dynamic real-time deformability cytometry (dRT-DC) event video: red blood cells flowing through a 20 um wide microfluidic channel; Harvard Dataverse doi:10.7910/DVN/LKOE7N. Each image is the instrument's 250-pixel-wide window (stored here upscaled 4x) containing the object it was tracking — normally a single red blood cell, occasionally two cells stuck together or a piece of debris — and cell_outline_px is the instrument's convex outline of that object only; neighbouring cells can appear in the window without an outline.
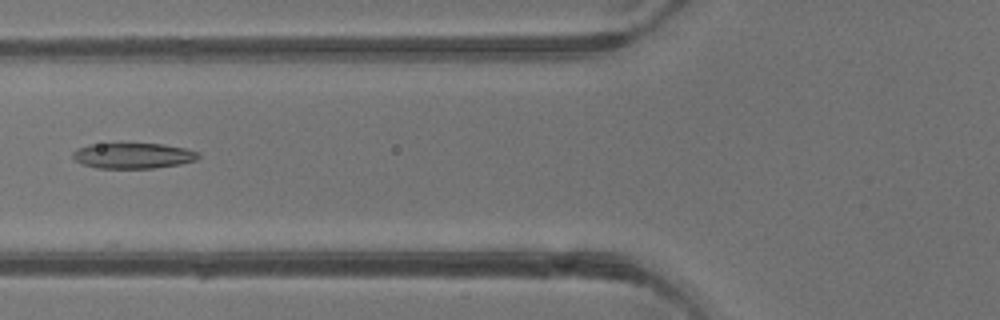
{"species": "common noctule bat (a hibernating species)", "species_latin": "Nyctalus noctula", "temperature_condition": "warm", "stored_images_in_passage": 4, "camera_frame_rate_fps": 3000, "um_per_image_px": 0.085, "animal": {"sex": "male", "body_mass_g": 13.3}, "frame": {"image": 1, "passage_image": 4, "time_ms": 3.333, "image_size_px": [1000, 320], "cell_outline_px": [[200, 156], [196, 160], [180, 164], [152, 168], [96, 168], [84, 164], [76, 160], [72, 156], [72, 152], [76, 148], [88, 144], [164, 144], [184, 148], [200, 152]], "centroid_in_image_um": [11.32, 13.23], "position_along_channel_um": 114.5, "area_um2": 18.67}}